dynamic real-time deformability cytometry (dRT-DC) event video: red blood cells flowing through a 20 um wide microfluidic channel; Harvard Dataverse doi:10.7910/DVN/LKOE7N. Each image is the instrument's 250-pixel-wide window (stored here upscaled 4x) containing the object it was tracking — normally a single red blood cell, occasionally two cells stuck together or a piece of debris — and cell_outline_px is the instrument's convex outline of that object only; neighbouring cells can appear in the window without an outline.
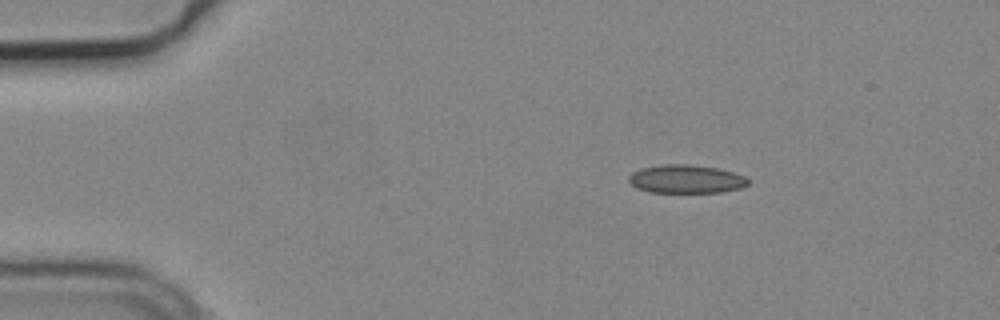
{"species": "common noctule bat (a hibernating species)", "species_latin": "Nyctalus noctula", "temperature_condition": "cold", "stored_images_in_passage": 4, "camera_frame_rate_fps": 3000, "um_per_image_px": 0.085, "animal": {"sex": "male", "body_mass_g": 19.2, "forearm_length_mm": 51.8}, "frame": {"image": 1, "passage_image": 1, "time_ms": 0.0, "image_size_px": [1000, 320], "cell_outline_px": [[748, 184], [740, 188], [720, 192], [648, 192], [636, 188], [628, 180], [628, 176], [632, 172], [640, 168], [664, 164], [688, 164], [716, 168], [732, 172], [744, 176], [748, 180]], "centroid_in_image_um": [58.27, 15.22], "position_along_channel_um": 26.7, "area_um2": 19.65}}